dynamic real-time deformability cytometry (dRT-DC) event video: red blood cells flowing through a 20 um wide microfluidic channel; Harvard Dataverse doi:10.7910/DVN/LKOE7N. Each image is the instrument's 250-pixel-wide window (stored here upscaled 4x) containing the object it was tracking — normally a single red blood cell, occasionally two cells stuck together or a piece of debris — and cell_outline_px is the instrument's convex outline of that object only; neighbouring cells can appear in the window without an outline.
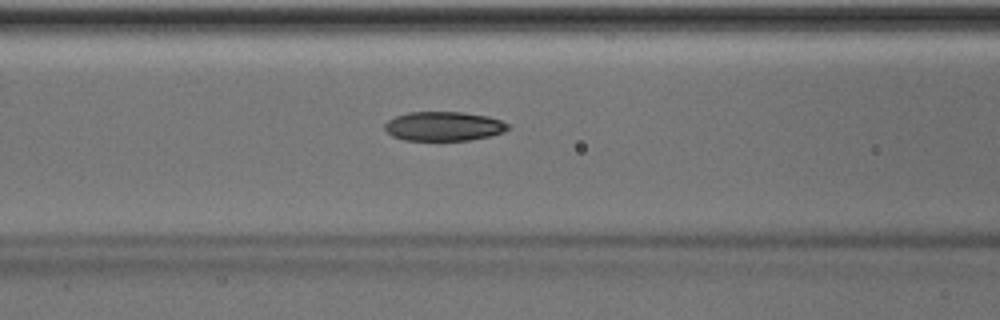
{"species": "Egyptian fruit bat (a non-hibernating species)", "species_latin": "Rousettus aegyptiacus", "temperature_condition": "room temperature", "stored_images_in_passage": 50, "camera_frame_rate_fps": 3000, "um_per_image_px": 0.085, "animal": {"sex": "male"}, "frame": {"image": 1, "passage_image": 21, "time_ms": 6.667, "image_size_px": [1000, 320], "cell_outline_px": [[512, 128], [504, 132], [488, 136], [468, 140], [404, 140], [392, 136], [384, 128], [384, 124], [388, 120], [396, 116], [408, 112], [460, 112], [488, 116], [500, 120], [508, 124]], "centroid_in_image_um": [37.72, 10.73], "position_along_channel_um": 128.9, "area_um2": 20.98}}
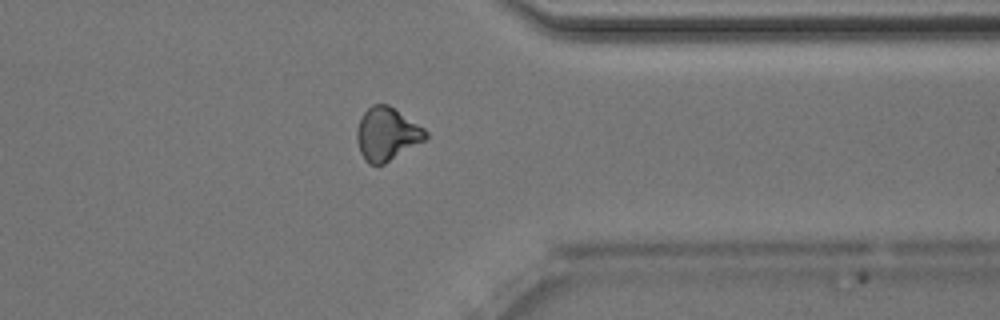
{"frame": {"image": 2, "passage_image": 40, "time_ms": 13.0, "image_size_px": [1000, 320], "cell_outline_px": [[428, 136], [424, 140], [384, 164], [368, 164], [364, 160], [360, 152], [356, 140], [356, 128], [360, 116], [372, 104], [388, 104], [424, 128], [428, 132]], "centroid_in_image_um": [32.84, 11.38], "position_along_channel_um": 378.6, "area_um2": 21.27}}
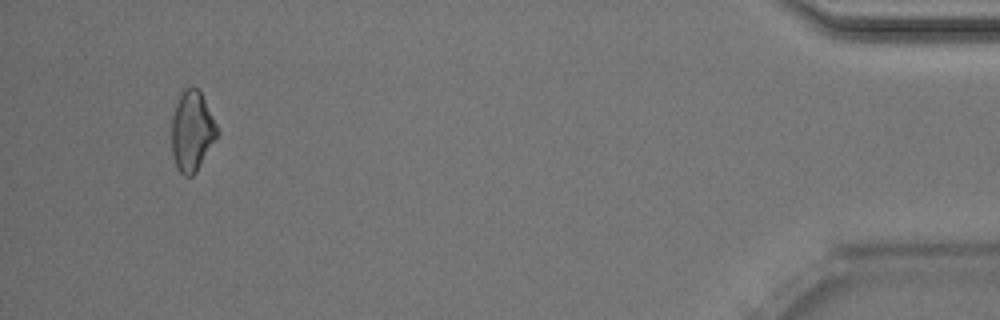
{"frame": {"image": 3, "passage_image": 48, "time_ms": 15.667, "image_size_px": [1000, 320], "cell_outline_px": [[220, 132], [196, 172], [192, 176], [184, 176], [176, 168], [172, 152], [172, 116], [176, 104], [184, 88], [196, 88], [200, 92]], "centroid_in_image_um": [16.31, 11.19], "position_along_channel_um": 418.9, "area_um2": 20.98}, "authors_computed_cell_mechanics": {"area_um2": 21.5016, "velocity_mm_per_s": 4.0369, "shape_relaxation_time_tau1_ms": 4.9863, "shape_relaxation_time_tau2_ms": 3.4302, "deformation_change_tau1": 0.1416, "deformation_change_tau2": 0.0892}}